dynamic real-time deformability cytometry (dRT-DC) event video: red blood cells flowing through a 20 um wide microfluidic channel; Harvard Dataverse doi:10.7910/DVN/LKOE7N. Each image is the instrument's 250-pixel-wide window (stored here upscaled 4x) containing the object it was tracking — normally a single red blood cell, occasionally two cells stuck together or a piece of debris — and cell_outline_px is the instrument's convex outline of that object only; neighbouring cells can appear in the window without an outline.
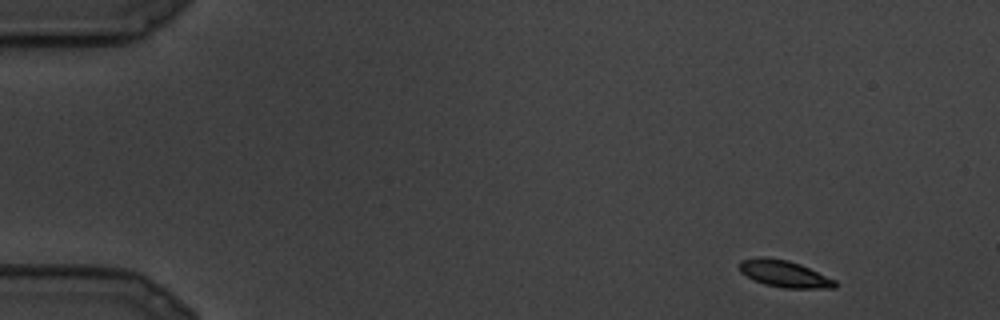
{"species": "common noctule bat (a hibernating species)", "species_latin": "Nyctalus noctula", "temperature_condition": "cold", "stored_images_in_passage": 7, "camera_frame_rate_fps": 3000, "um_per_image_px": 0.085, "animal": {"sex": "male", "body_mass_g": 19.5, "forearm_length_mm": 54.6}, "frame": {"image": 1, "passage_image": 1, "time_ms": 0.0, "image_size_px": [1000, 320], "cell_outline_px": [[836, 288], [784, 288], [764, 284], [740, 272], [740, 260], [760, 256], [764, 256], [788, 260], [800, 264], [836, 280]], "centroid_in_image_um": [66.67, 23.26], "position_along_channel_um": 18.3, "area_um2": 14.85}}